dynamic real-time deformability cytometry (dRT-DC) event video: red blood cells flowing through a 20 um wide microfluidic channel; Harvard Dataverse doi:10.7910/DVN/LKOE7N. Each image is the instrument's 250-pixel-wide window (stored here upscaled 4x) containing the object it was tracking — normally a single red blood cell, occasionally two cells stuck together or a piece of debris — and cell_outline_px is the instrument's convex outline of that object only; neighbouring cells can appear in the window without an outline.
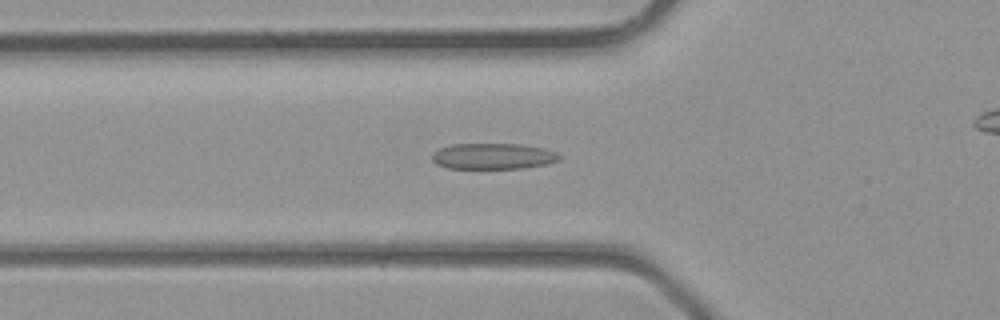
{"species": "common noctule bat (a hibernating species)", "species_latin": "Nyctalus noctula", "temperature_condition": "room temperature", "stored_images_in_passage": 23, "camera_frame_rate_fps": 3000, "um_per_image_px": 0.085, "animal": {"sex": "male", "body_mass_g": 23.1, "forearm_length_mm": 52.7}, "frame": {"image": 1, "passage_image": 3, "time_ms": 0.667, "image_size_px": [1000, 320], "cell_outline_px": [[560, 160], [548, 164], [524, 168], [448, 168], [436, 164], [432, 160], [432, 152], [440, 148], [452, 144], [524, 144], [544, 148], [556, 152], [560, 156]], "centroid_in_image_um": [41.92, 13.27], "position_along_channel_um": 83.9, "area_um2": 19.36}}
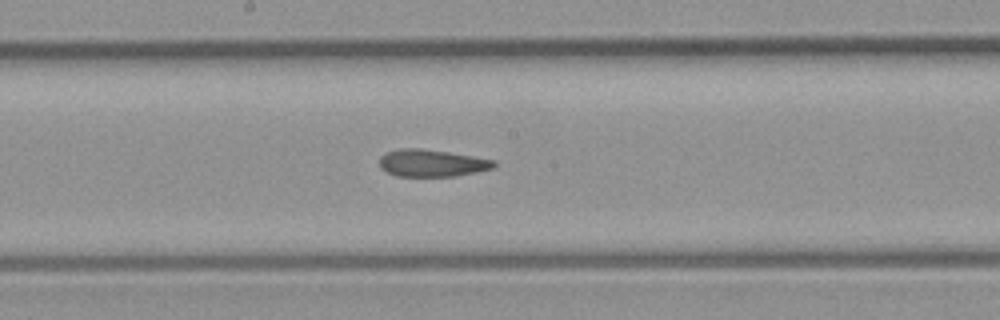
{"frame": {"image": 2, "passage_image": 10, "time_ms": 3.0, "image_size_px": [1000, 320], "cell_outline_px": [[496, 164], [492, 168], [476, 172], [456, 176], [396, 176], [380, 168], [380, 156], [388, 152], [400, 148], [420, 148], [448, 152], [496, 160]], "centroid_in_image_um": [36.7, 13.86], "position_along_channel_um": 211.5, "area_um2": 18.03}}
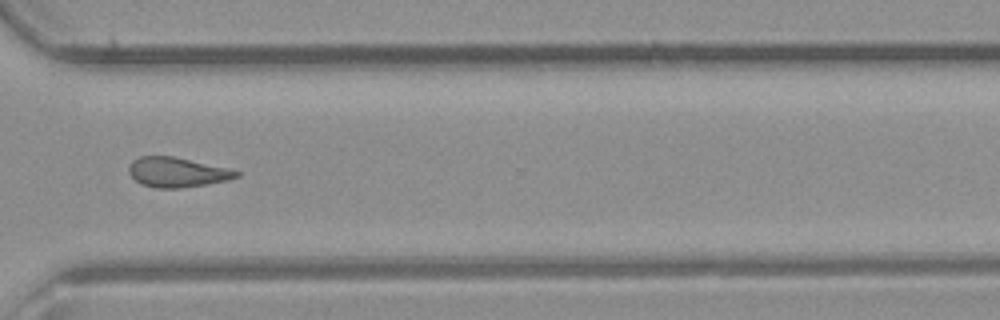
{"frame": {"image": 3, "passage_image": 18, "time_ms": 5.667, "image_size_px": [1000, 320], "cell_outline_px": [[240, 176], [228, 180], [180, 188], [156, 188], [140, 184], [128, 172], [128, 168], [132, 160], [140, 156], [172, 156], [228, 168], [240, 172]], "centroid_in_image_um": [15.03, 14.64], "position_along_channel_um": 355.6, "area_um2": 18.55}}